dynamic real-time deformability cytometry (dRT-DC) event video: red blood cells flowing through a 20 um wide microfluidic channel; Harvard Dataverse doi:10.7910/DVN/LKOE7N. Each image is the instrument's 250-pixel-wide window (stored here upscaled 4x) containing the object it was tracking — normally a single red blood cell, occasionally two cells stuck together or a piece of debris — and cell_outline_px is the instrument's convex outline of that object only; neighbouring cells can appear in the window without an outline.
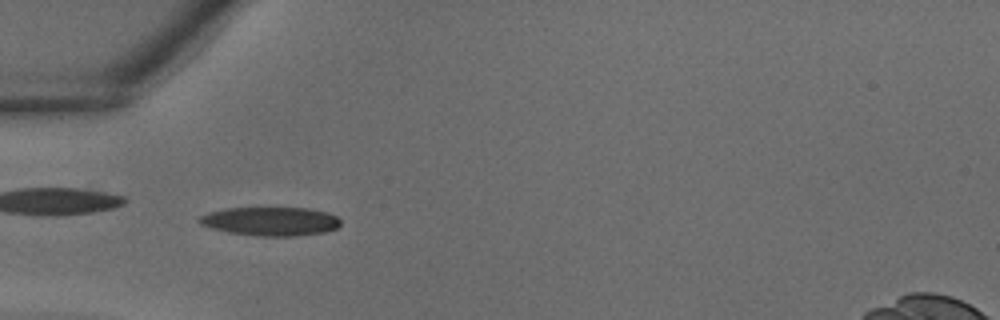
{"species": "common noctule bat (a hibernating species)", "species_latin": "Nyctalus noctula", "temperature_condition": "warm", "stored_images_in_passage": 38, "camera_frame_rate_fps": 3000, "um_per_image_px": 0.085, "animal": {"sex": "male", "body_mass_g": 18.8}, "frame": {"image": 1, "passage_image": 12, "time_ms": 3.667, "image_size_px": [1000, 320], "cell_outline_px": [[340, 224], [336, 228], [324, 232], [300, 236], [256, 236], [228, 232], [212, 228], [200, 224], [196, 220], [200, 216], [208, 212], [228, 208], [308, 208], [328, 212], [336, 216], [340, 220]], "centroid_in_image_um": [22.99, 18.81], "position_along_channel_um": 62.0, "area_um2": 23.76}}
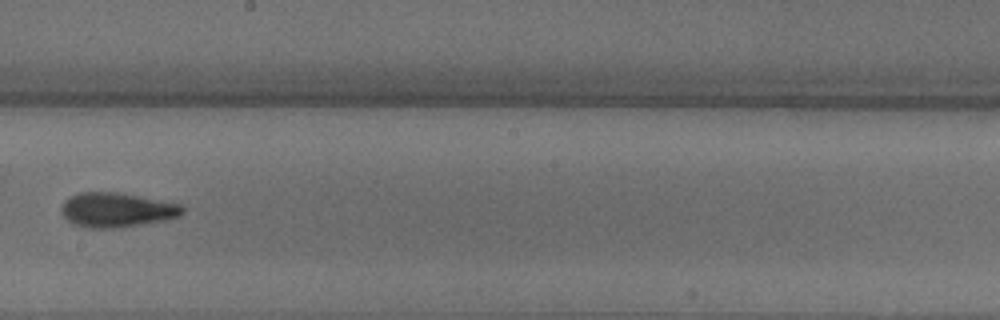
{"frame": {"image": 2, "passage_image": 22, "time_ms": 7.0, "image_size_px": [1000, 320], "cell_outline_px": [[184, 212], [180, 216], [164, 220], [116, 228], [88, 228], [76, 224], [68, 220], [60, 212], [60, 208], [72, 196], [80, 192], [112, 192], [136, 196], [180, 204], [184, 208]], "centroid_in_image_um": [9.92, 17.85], "position_along_channel_um": 238.3, "area_um2": 23.81}}
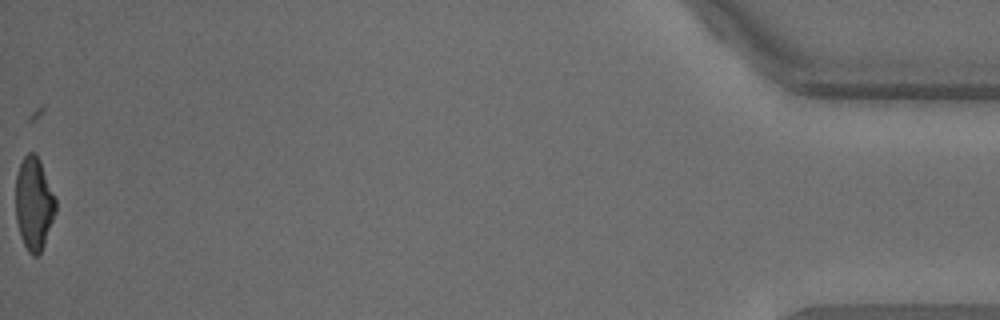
{"frame": {"image": 3, "passage_image": 38, "time_ms": 12.333, "image_size_px": [1000, 320], "cell_outline_px": [[56, 212], [44, 244], [40, 252], [36, 256], [32, 256], [28, 252], [20, 236], [16, 220], [16, 176], [20, 164], [24, 156], [28, 152], [36, 152], [40, 160], [56, 200]], "centroid_in_image_um": [2.88, 17.3], "position_along_channel_um": 432.3, "area_um2": 21.62}}